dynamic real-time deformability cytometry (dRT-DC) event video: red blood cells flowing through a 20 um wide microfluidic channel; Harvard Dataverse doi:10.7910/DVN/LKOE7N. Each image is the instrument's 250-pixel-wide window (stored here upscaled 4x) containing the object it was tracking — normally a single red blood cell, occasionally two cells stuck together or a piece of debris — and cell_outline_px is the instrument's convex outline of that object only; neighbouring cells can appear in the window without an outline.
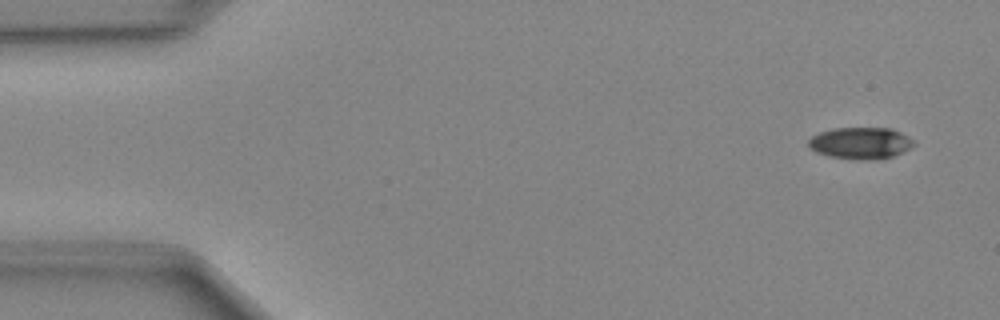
{"species": "Egyptian fruit bat (a non-hibernating species)", "species_latin": "Rousettus aegyptiacus", "temperature_condition": "cold", "stored_images_in_passage": 46, "camera_frame_rate_fps": 3000, "um_per_image_px": 0.085, "animal": {"sex": "female"}, "frame": {"image": 1, "passage_image": 3, "time_ms": 0.667, "image_size_px": [1000, 320], "cell_outline_px": [[916, 144], [892, 156], [876, 160], [856, 160], [828, 156], [816, 152], [808, 144], [808, 140], [812, 136], [820, 132], [832, 128], [892, 128], [908, 136]], "centroid_in_image_um": [73.13, 12.16], "position_along_channel_um": 11.9, "area_um2": 19.42}}
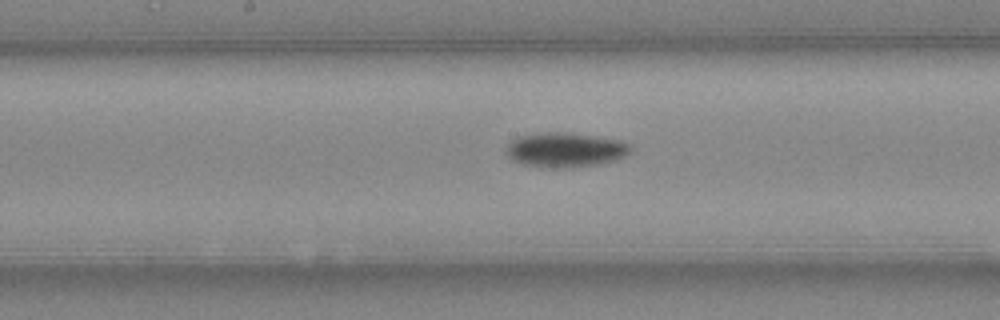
{"frame": {"image": 2, "passage_image": 25, "time_ms": 8.0, "image_size_px": [1000, 320], "cell_outline_px": [[632, 148], [624, 156], [616, 160], [600, 164], [572, 168], [560, 168], [520, 164], [512, 160], [504, 152], [504, 148], [512, 140], [520, 136], [544, 132], [572, 132], [620, 140], [628, 144]], "centroid_in_image_um": [48.02, 12.74], "position_along_channel_um": 200.2, "area_um2": 25.32}}
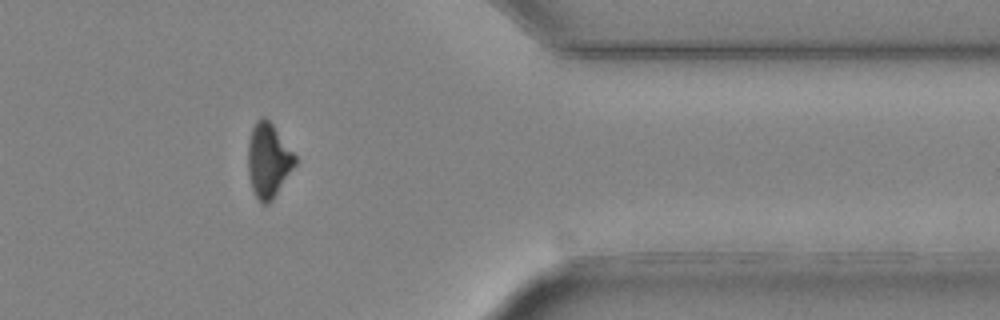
{"frame": {"image": 3, "passage_image": 40, "time_ms": 13.0, "image_size_px": [1000, 320], "cell_outline_px": [[296, 164], [272, 200], [268, 204], [260, 204], [252, 188], [248, 172], [248, 140], [252, 128], [256, 120], [264, 116], [272, 124], [296, 156]], "centroid_in_image_um": [22.79, 13.64], "position_along_channel_um": 388.6, "area_um2": 20.23}}